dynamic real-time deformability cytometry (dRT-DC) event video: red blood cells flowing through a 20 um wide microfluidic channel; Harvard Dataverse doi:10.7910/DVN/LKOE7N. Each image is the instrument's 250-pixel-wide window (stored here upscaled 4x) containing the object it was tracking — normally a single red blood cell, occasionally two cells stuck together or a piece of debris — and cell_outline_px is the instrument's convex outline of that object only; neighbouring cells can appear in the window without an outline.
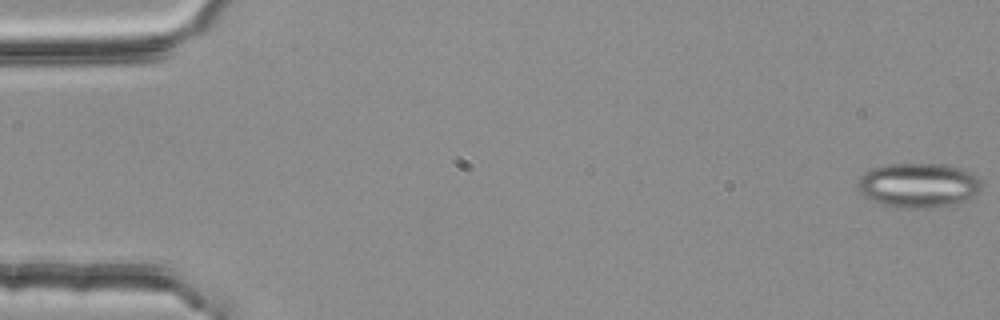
{"species": "common noctule bat (a hibernating species)", "species_latin": "Nyctalus noctula", "temperature_condition": "room temperature", "stored_images_in_passage": 54, "segment_of_instrument_passage": [1, 2], "camera_frame_rate_fps": 3000, "um_per_image_px": 0.085, "animal": {"sex": "female", "body_mass_g": 25.1}, "frame": {"image": 1, "passage_image": 1, "time_ms": 0.0, "image_size_px": [1000, 320], "cell_outline_px": [[980, 192], [972, 196], [936, 208], [900, 208], [880, 204], [864, 196], [860, 192], [860, 176], [864, 172], [872, 168], [884, 164], [944, 164], [960, 168], [976, 176], [980, 180]], "centroid_in_image_um": [78.03, 15.74], "position_along_channel_um": 7.0, "area_um2": 31.79}}